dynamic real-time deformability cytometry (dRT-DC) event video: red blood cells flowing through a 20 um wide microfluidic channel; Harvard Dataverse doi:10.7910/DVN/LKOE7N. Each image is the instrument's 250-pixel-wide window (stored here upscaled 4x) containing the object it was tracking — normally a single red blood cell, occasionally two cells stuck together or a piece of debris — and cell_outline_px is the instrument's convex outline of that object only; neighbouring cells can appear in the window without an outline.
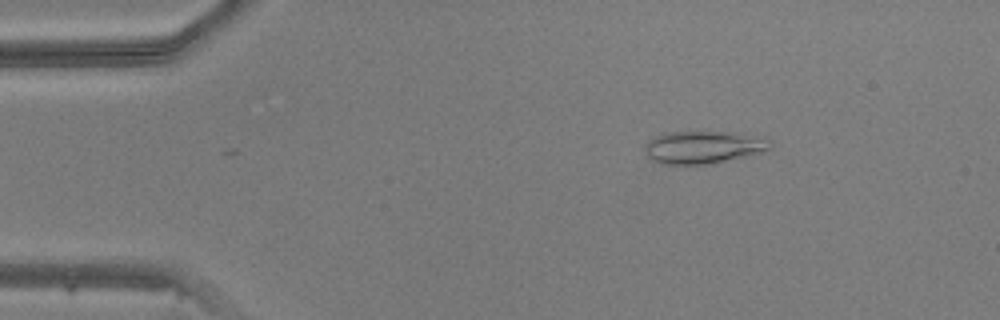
{"species": "common noctule bat (a hibernating species)", "species_latin": "Nyctalus noctula", "temperature_condition": "warm", "stored_images_in_passage": 43, "camera_frame_rate_fps": 3000, "um_per_image_px": 0.085, "animal": {"sex": "male", "body_mass_g": 20.5, "forearm_length_mm": 52.5}, "frame": {"image": 1, "passage_image": 2, "time_ms": 0.333, "image_size_px": [1000, 320], "cell_outline_px": [[772, 148], [764, 152], [748, 156], [708, 164], [660, 164], [648, 156], [644, 148], [644, 144], [648, 140], [664, 132], [736, 132], [764, 136], [772, 140]], "centroid_in_image_um": [59.86, 12.5], "position_along_channel_um": 25.1, "area_um2": 24.28}}
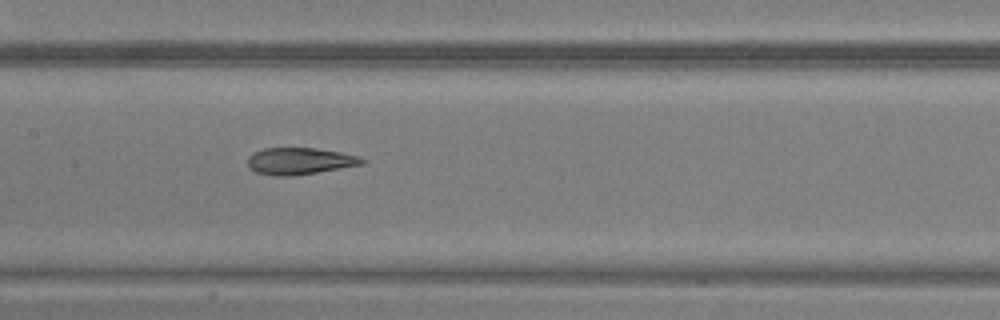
{"frame": {"image": 2, "passage_image": 18, "time_ms": 5.667, "image_size_px": [1000, 320], "cell_outline_px": [[368, 160], [364, 164], [292, 176], [276, 176], [256, 172], [248, 164], [248, 156], [252, 152], [264, 148], [316, 148], [340, 152], [360, 156]], "centroid_in_image_um": [25.5, 13.68], "position_along_channel_um": 181.9, "area_um2": 17.86}}
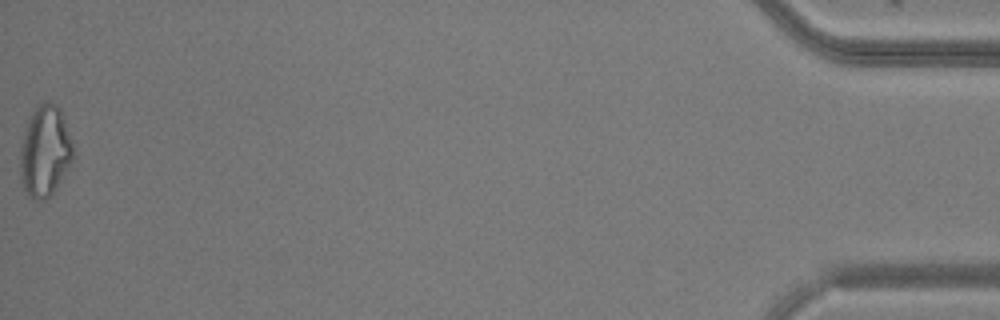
{"frame": {"image": 3, "passage_image": 43, "time_ms": 14.0, "image_size_px": [1000, 320], "cell_outline_px": [[76, 156], [56, 188], [44, 200], [32, 200], [24, 188], [20, 176], [20, 152], [28, 120], [32, 112], [44, 100], [56, 104], [60, 108], [72, 140]], "centroid_in_image_um": [3.85, 12.85], "position_along_channel_um": 431.3, "area_um2": 28.15}}